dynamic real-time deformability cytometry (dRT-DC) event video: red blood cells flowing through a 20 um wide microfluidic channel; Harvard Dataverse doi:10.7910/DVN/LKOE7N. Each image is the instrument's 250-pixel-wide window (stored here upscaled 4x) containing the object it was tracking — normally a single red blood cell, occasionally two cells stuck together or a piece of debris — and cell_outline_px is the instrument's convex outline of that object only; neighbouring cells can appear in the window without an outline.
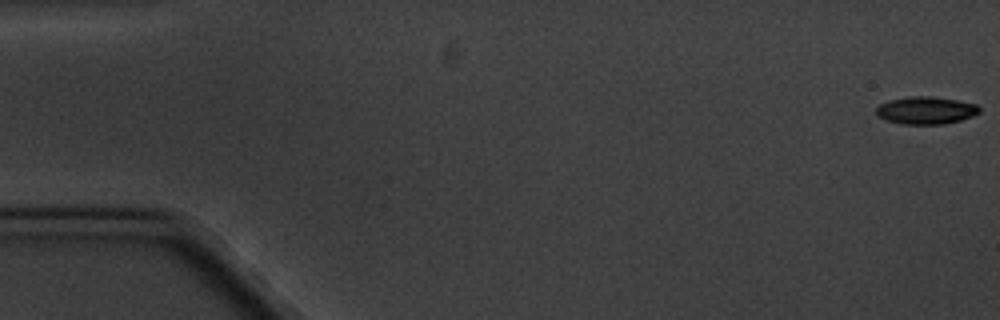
{"species": "common noctule bat (a hibernating species)", "species_latin": "Nyctalus noctula", "temperature_condition": "cold", "stored_images_in_passage": 6, "camera_frame_rate_fps": 3000, "um_per_image_px": 0.085, "animal": {"sex": "male", "body_mass_g": 20.1, "forearm_length_mm": 53.5}, "frame": {"image": 1, "passage_image": 1, "time_ms": 0.0, "image_size_px": [1000, 320], "cell_outline_px": [[980, 112], [972, 116], [960, 120], [940, 124], [900, 124], [888, 120], [880, 116], [876, 112], [876, 108], [880, 104], [888, 100], [908, 96], [932, 96], [956, 100], [976, 104], [980, 108]], "centroid_in_image_um": [78.7, 9.37], "position_along_channel_um": 6.3, "area_um2": 16.42}}
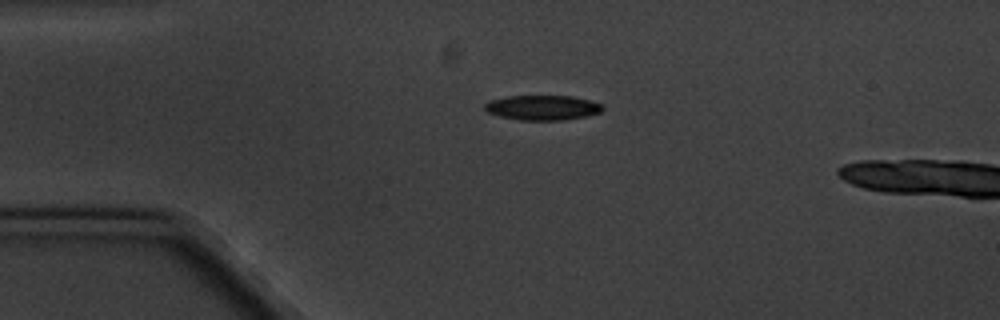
{"frame": {"image": 2, "passage_image": 4, "time_ms": 4.333, "image_size_px": [1000, 320], "cell_outline_px": [[604, 108], [600, 112], [588, 116], [564, 120], [520, 120], [500, 116], [488, 112], [484, 108], [484, 104], [492, 100], [508, 96], [572, 96], [604, 104]], "centroid_in_image_um": [46.16, 9.15], "position_along_channel_um": 38.8, "area_um2": 17.05}}